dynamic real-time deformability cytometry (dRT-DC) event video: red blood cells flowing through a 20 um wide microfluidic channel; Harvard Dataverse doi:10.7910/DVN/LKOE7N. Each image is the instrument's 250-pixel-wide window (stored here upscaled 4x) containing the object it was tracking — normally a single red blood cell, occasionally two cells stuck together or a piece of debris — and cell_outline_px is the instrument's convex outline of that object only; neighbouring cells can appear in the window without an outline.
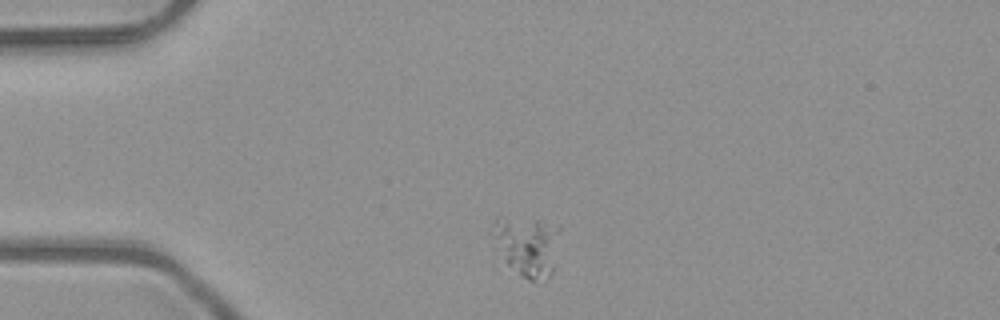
{"species": "common noctule bat (a hibernating species)", "species_latin": "Nyctalus noctula", "temperature_condition": "room temperature", "stored_images_in_passage": 3, "camera_frame_rate_fps": 3000, "um_per_image_px": 0.085, "animal": {"sex": "male", "body_mass_g": 23.1, "forearm_length_mm": 52.7}, "frame": {"image": 1, "passage_image": 1, "time_ms": 0.0, "image_size_px": [1000, 320], "cell_outline_px": [[560, 228], [552, 272], [548, 280], [528, 280], [504, 264], [488, 232], [488, 228], [496, 216], [500, 216], [540, 220]], "centroid_in_image_um": [44.69, 20.87], "position_along_channel_um": 40.3, "area_um2": 24.28}}
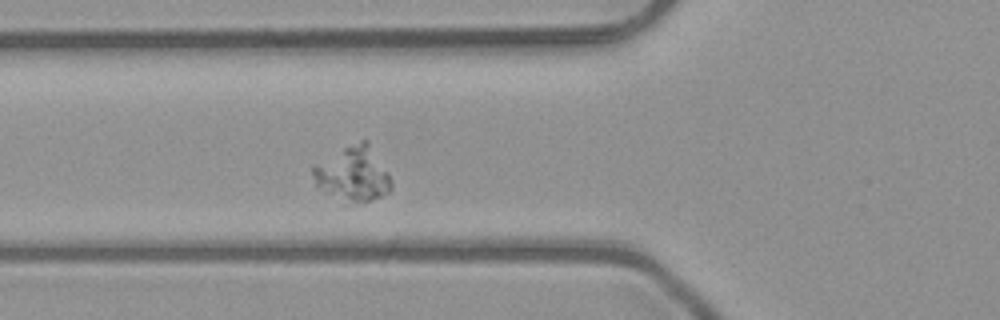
{"frame": {"image": 2, "passage_image": 3, "time_ms": 0.667, "image_size_px": [1000, 320], "cell_outline_px": [[392, 188], [388, 192], [380, 196], [368, 200], [352, 200], [316, 188], [312, 172], [312, 168], [316, 164], [344, 148], [360, 140], [368, 140], [388, 172], [392, 180]], "centroid_in_image_um": [30.04, 14.73], "position_along_channel_um": 95.8, "area_um2": 23.93}}